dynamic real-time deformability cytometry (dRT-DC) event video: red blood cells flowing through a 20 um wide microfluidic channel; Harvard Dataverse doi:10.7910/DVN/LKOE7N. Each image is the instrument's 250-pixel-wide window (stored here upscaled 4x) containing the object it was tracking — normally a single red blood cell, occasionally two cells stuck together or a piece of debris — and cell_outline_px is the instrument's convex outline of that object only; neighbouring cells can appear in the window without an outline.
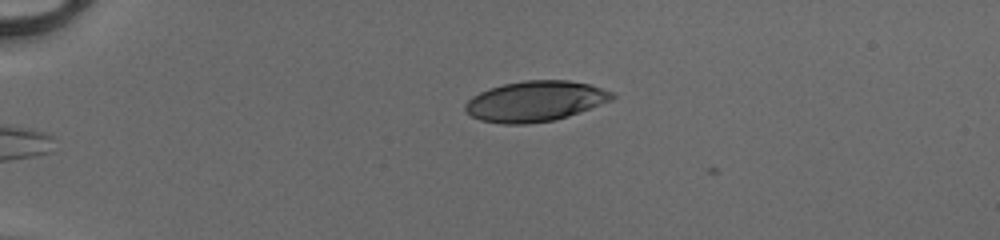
{"species": "human", "species_latin": "Homo sapiens", "temperature_condition": "cold", "stored_images_in_passage": 39, "camera_frame_rate_fps": 3000, "um_per_image_px": 0.085, "donor": {"sex": "male"}, "frame": {"image": 1, "passage_image": 1, "time_ms": 0.0, "image_size_px": [1000, 240], "cell_outline_px": [[616, 96], [612, 100], [568, 116], [552, 120], [528, 124], [500, 124], [480, 120], [472, 116], [464, 108], [464, 104], [472, 96], [488, 88], [504, 84], [524, 80], [568, 80], [588, 84], [612, 92]], "centroid_in_image_um": [45.46, 8.6], "position_along_channel_um": 39.5, "area_um2": 34.51}}
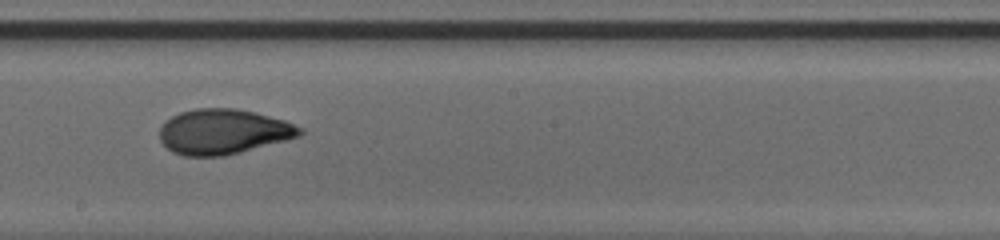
{"frame": {"image": 2, "passage_image": 19, "time_ms": 6.0, "image_size_px": [1000, 240], "cell_outline_px": [[304, 132], [300, 136], [240, 152], [224, 156], [184, 156], [172, 152], [160, 140], [160, 128], [164, 120], [180, 112], [196, 108], [236, 108], [256, 112], [284, 120], [304, 128]], "centroid_in_image_um": [18.97, 11.18], "position_along_channel_um": 229.2, "area_um2": 36.99}}
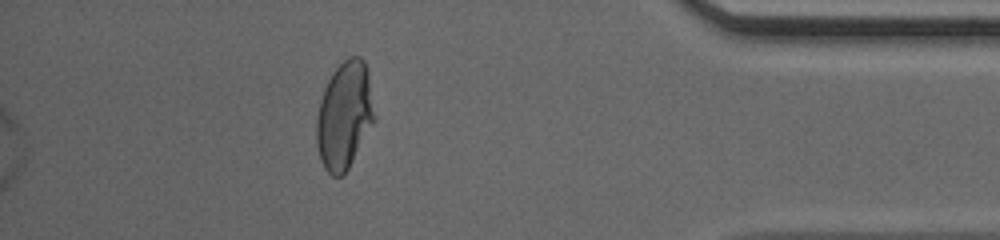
{"frame": {"image": 3, "passage_image": 34, "time_ms": 11.0, "image_size_px": [1000, 240], "cell_outline_px": [[376, 120], [344, 176], [332, 176], [324, 168], [320, 160], [316, 140], [316, 120], [320, 100], [324, 88], [332, 72], [348, 56], [360, 56], [364, 60], [368, 72], [376, 116]], "centroid_in_image_um": [29.29, 9.82], "position_along_channel_um": 405.9, "area_um2": 36.7}, "authors_computed_cell_mechanics": {"area_um2": 36.2406, "velocity_mm_per_s": 4.1675, "shape_relaxation_time_tau1_ms": 10.4719, "shape_relaxation_time_tau2_ms": 0.8526, "deformation_change_tau1": 0.3165, "deformation_change_tau2": 0.0634}}